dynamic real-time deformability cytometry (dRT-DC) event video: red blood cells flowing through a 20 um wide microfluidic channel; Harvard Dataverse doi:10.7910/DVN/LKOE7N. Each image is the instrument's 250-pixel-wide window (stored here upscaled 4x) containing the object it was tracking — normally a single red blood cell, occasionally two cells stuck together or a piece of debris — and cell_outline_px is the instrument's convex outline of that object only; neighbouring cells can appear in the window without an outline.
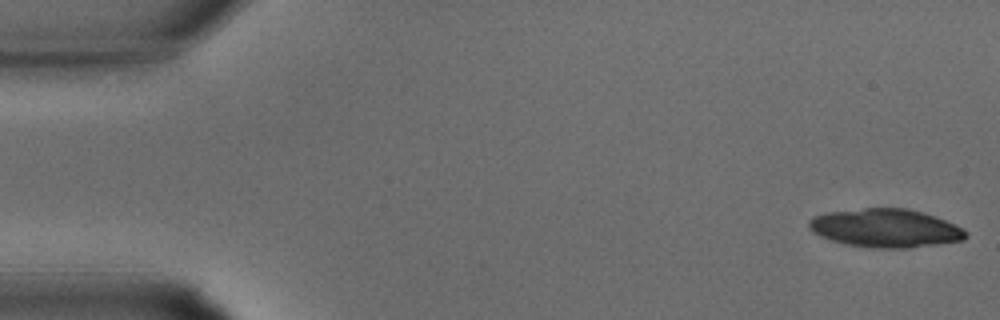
{"species": "common noctule bat (a hibernating species)", "species_latin": "Nyctalus noctula", "temperature_condition": "warm", "stored_images_in_passage": 33, "camera_frame_rate_fps": 3000, "um_per_image_px": 0.085, "animal": {"sex": "male", "body_mass_g": 15.6}, "frame": {"image": 1, "passage_image": 1, "time_ms": 0.0, "image_size_px": [1000, 320], "cell_outline_px": [[968, 236], [964, 240], [908, 248], [872, 248], [844, 244], [820, 236], [812, 232], [808, 228], [808, 220], [812, 216], [824, 212], [864, 208], [908, 208], [924, 212], [936, 216], [964, 228], [968, 232]], "centroid_in_image_um": [75.26, 19.38], "position_along_channel_um": 9.7, "area_um2": 35.6}}
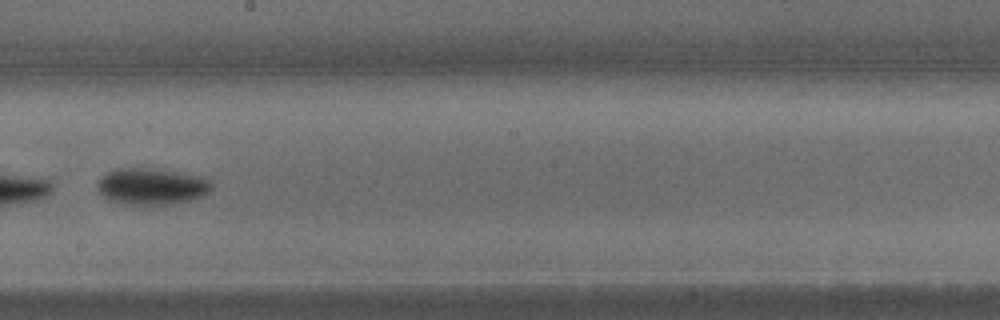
{"frame": {"image": 2, "passage_image": 19, "time_ms": 6.0, "image_size_px": [1000, 320], "cell_outline_px": [[212, 188], [204, 196], [192, 200], [172, 204], [120, 204], [108, 200], [96, 188], [96, 184], [100, 176], [116, 168], [152, 168], [204, 176], [212, 180]], "centroid_in_image_um": [12.9, 15.84], "position_along_channel_um": 235.3, "area_um2": 24.74}}